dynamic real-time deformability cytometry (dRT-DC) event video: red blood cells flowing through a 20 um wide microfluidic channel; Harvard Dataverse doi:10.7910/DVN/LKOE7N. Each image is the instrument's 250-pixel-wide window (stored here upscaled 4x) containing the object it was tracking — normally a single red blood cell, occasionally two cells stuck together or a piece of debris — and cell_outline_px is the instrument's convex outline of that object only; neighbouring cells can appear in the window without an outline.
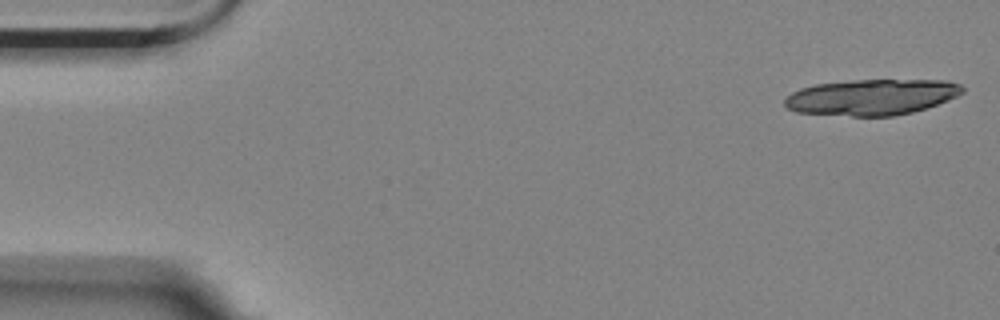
{"species": "Egyptian fruit bat (a non-hibernating species)", "species_latin": "Rousettus aegyptiacus", "temperature_condition": "room temperature", "stored_images_in_passage": 18, "camera_frame_rate_fps": 3000, "um_per_image_px": 0.085, "animal": {"sex": "female"}, "frame": {"image": 1, "passage_image": 1, "time_ms": 0.0, "image_size_px": [1000, 320], "cell_outline_px": [[964, 92], [948, 100], [912, 112], [892, 116], [852, 116], [796, 112], [788, 108], [784, 104], [784, 100], [792, 92], [800, 88], [816, 84], [856, 80], [948, 80], [960, 84], [964, 88]], "centroid_in_image_um": [74.09, 8.25], "position_along_channel_um": 10.9, "area_um2": 37.05}}